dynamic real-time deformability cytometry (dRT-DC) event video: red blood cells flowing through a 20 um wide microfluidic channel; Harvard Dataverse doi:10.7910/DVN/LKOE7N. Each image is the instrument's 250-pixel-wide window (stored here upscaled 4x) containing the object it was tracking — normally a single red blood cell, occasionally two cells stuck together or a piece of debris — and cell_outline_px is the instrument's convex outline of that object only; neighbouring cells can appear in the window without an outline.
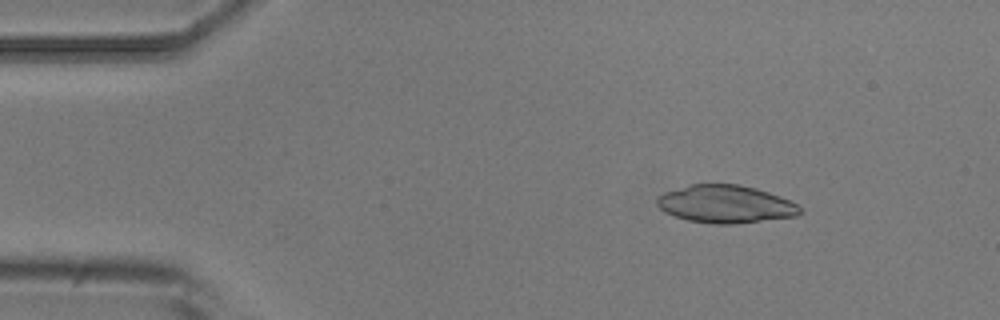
{"species": "common noctule bat (a hibernating species)", "species_latin": "Nyctalus noctula", "temperature_condition": "room temperature", "stored_images_in_passage": 4, "camera_frame_rate_fps": 3000, "um_per_image_px": 0.085, "animal": {"sex": "male", "body_mass_g": 20.5, "forearm_length_mm": 52.5}, "frame": {"image": 1, "passage_image": 2, "time_ms": 1.333, "image_size_px": [1000, 320], "cell_outline_px": [[804, 212], [796, 216], [732, 224], [716, 224], [688, 220], [664, 212], [656, 204], [656, 196], [664, 192], [688, 184], [740, 184], [756, 188], [780, 196], [796, 204]], "centroid_in_image_um": [61.64, 17.34], "position_along_channel_um": 23.4, "area_um2": 31.5}}